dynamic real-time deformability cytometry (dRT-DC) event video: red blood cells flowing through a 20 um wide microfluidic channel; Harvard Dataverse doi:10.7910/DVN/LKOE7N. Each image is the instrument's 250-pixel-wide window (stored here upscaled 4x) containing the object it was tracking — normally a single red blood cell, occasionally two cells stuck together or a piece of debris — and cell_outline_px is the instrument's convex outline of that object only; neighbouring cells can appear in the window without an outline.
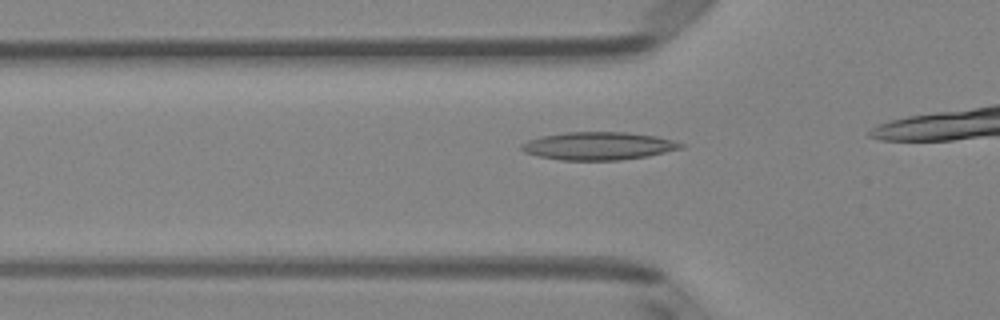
{"species": "Egyptian fruit bat (a non-hibernating species)", "species_latin": "Rousettus aegyptiacus", "temperature_condition": "room temperature", "stored_images_in_passage": 19, "camera_frame_rate_fps": 3000, "um_per_image_px": 0.085, "animal": {"sex": "female"}, "frame": {"image": 1, "passage_image": 11, "time_ms": 3.333, "image_size_px": [1000, 320], "cell_outline_px": [[684, 148], [648, 156], [620, 160], [560, 160], [540, 156], [524, 152], [520, 148], [520, 144], [528, 140], [540, 136], [564, 132], [628, 132], [656, 136], [672, 140], [684, 144]], "centroid_in_image_um": [50.86, 12.4], "position_along_channel_um": 74.9, "area_um2": 26.01}}
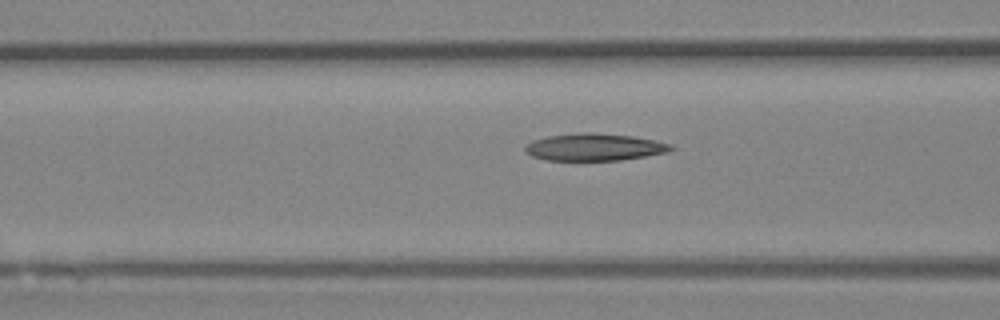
{"frame": {"image": 2, "passage_image": 14, "time_ms": 4.333, "image_size_px": [1000, 320], "cell_outline_px": [[676, 148], [668, 152], [620, 160], [548, 160], [532, 156], [524, 152], [524, 148], [532, 140], [548, 136], [584, 132], [592, 132], [632, 136], [656, 140], [672, 144]], "centroid_in_image_um": [50.55, 12.5], "position_along_channel_um": 116.1, "area_um2": 23.12}}